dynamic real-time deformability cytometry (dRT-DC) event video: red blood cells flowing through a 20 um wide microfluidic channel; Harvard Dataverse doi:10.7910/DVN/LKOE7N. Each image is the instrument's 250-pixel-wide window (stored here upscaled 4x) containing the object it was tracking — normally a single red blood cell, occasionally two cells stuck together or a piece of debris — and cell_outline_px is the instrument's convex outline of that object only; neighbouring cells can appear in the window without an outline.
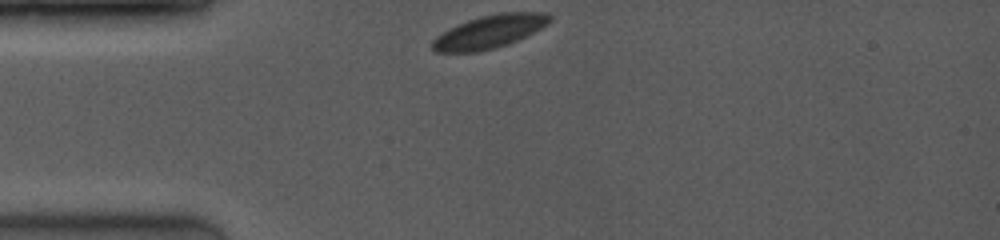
{"species": "common noctule bat (a hibernating species)", "species_latin": "Nyctalus noctula", "temperature_condition": "room temperature", "stored_images_in_passage": 2, "camera_frame_rate_fps": 4000, "um_per_image_px": 0.085, "animal": {"sex": "female", "body_mass_g": 19.0, "forearm_length_mm": 53.3}, "frame": {"image": 1, "passage_image": 1, "time_ms": 0.0, "image_size_px": [1000, 240], "cell_outline_px": [[552, 20], [548, 24], [508, 44], [496, 48], [480, 52], [436, 52], [432, 48], [432, 40], [436, 36], [468, 20], [484, 16], [504, 12], [548, 12], [552, 16]], "centroid_in_image_um": [41.64, 2.7], "position_along_channel_um": 43.4, "area_um2": 22.31}}